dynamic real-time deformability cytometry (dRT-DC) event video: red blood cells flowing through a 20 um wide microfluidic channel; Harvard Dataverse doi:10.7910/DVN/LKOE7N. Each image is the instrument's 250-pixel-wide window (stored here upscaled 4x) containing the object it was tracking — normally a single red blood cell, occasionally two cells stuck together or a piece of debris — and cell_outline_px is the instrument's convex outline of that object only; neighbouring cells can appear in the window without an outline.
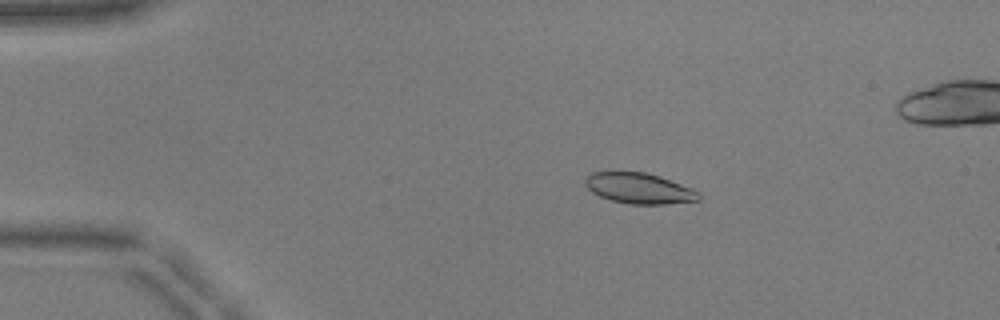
{"species": "common noctule bat (a hibernating species)", "species_latin": "Nyctalus noctula", "temperature_condition": "warm", "stored_images_in_passage": 54, "camera_frame_rate_fps": 3000, "um_per_image_px": 0.085, "animal": {"sex": "male", "body_mass_g": 17.9, "forearm_length_mm": 54.2}, "frame": {"image": 1, "passage_image": 11, "time_ms": 3.333, "image_size_px": [1000, 320], "cell_outline_px": [[700, 200], [664, 204], [628, 204], [612, 200], [600, 196], [592, 192], [584, 184], [584, 180], [592, 172], [644, 172], [660, 176], [680, 184], [696, 192], [700, 196]], "centroid_in_image_um": [54.28, 16.01], "position_along_channel_um": 30.7, "area_um2": 19.94}}
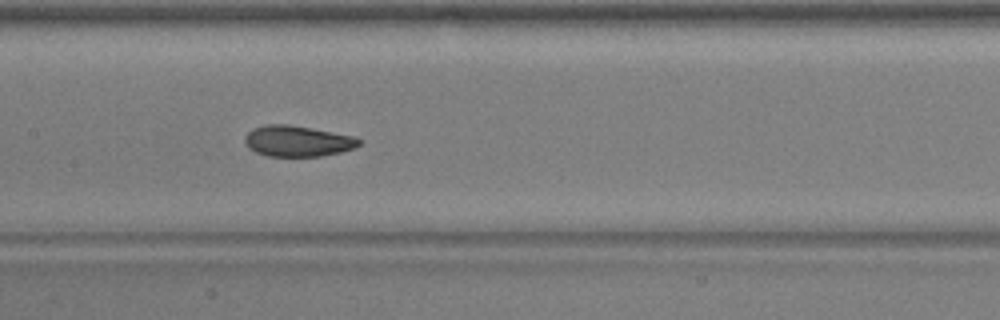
{"frame": {"image": 2, "passage_image": 27, "time_ms": 8.667, "image_size_px": [1000, 320], "cell_outline_px": [[360, 144], [352, 148], [340, 152], [320, 156], [268, 156], [256, 152], [248, 148], [244, 144], [244, 136], [252, 128], [268, 124], [288, 124], [352, 136], [360, 140]], "centroid_in_image_um": [25.21, 11.99], "position_along_channel_um": 182.2, "area_um2": 20.35}}
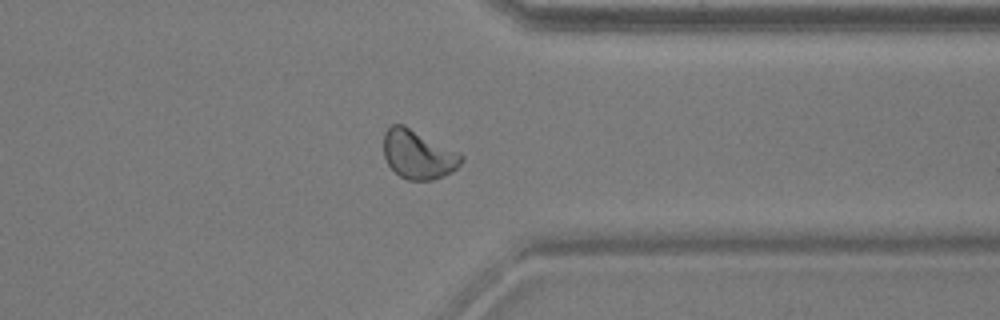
{"frame": {"image": 3, "passage_image": 42, "time_ms": 13.667, "image_size_px": [1000, 320], "cell_outline_px": [[464, 160], [452, 172], [444, 176], [432, 180], [408, 180], [400, 176], [388, 164], [384, 156], [384, 132], [392, 124], [404, 124], [460, 152], [464, 156]], "centroid_in_image_um": [35.57, 13.12], "position_along_channel_um": 375.8, "area_um2": 22.31}, "authors_computed_cell_mechanics": {"area_um2": 21.097, "velocity_mm_per_s": 3.9403, "shape_relaxation_time_tau1_ms": 4.1823, "shape_relaxation_time_tau2_ms": 1.6676, "deformation_change_tau1": 0.1295, "deformation_change_tau2": 0.064}}